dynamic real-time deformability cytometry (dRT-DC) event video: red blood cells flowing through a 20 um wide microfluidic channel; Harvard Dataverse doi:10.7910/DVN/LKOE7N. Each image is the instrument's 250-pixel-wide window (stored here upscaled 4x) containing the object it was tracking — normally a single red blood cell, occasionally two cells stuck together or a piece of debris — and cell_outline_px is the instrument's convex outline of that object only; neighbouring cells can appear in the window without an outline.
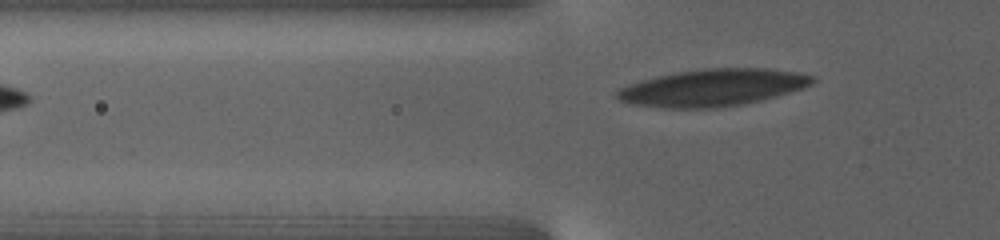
{"species": "human", "species_latin": "Homo sapiens", "temperature_condition": "warm", "stored_images_in_passage": 53, "camera_frame_rate_fps": 3000, "um_per_image_px": 0.085, "donor": {"sex": "female"}, "frame": {"image": 1, "passage_image": 5, "time_ms": 1.0, "image_size_px": [1000, 240], "cell_outline_px": [[816, 80], [812, 84], [776, 96], [760, 100], [740, 104], [712, 108], [664, 108], [636, 104], [620, 100], [616, 96], [616, 92], [620, 88], [628, 84], [640, 80], [656, 76], [704, 68], [764, 68], [796, 72], [816, 76]], "centroid_in_image_um": [60.58, 7.44], "position_along_channel_um": 65.2, "area_um2": 41.79}}
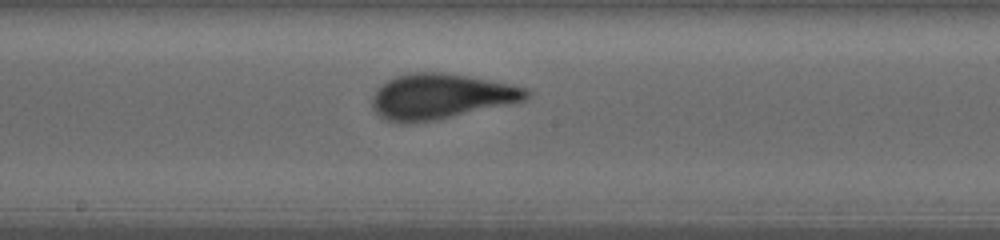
{"frame": {"image": 2, "passage_image": 29, "time_ms": 6.667, "image_size_px": [1000, 240], "cell_outline_px": [[528, 96], [524, 100], [436, 120], [400, 124], [384, 120], [372, 108], [372, 96], [376, 88], [380, 84], [396, 76], [412, 72], [440, 72], [464, 76], [508, 84], [524, 88], [528, 92]], "centroid_in_image_um": [37.33, 8.21], "position_along_channel_um": 210.9, "area_um2": 40.17}}
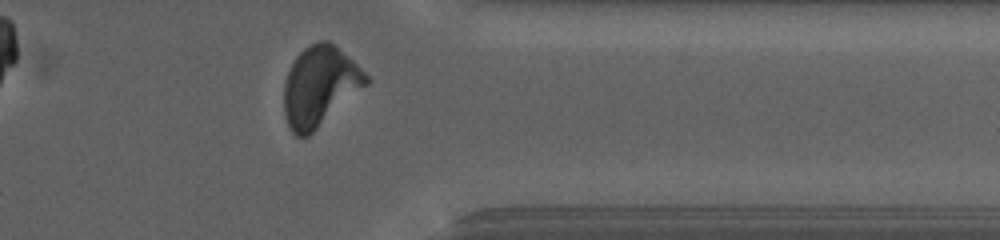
{"frame": {"image": 3, "passage_image": 50, "time_ms": 13.333, "image_size_px": [1000, 240], "cell_outline_px": [[368, 84], [308, 136], [296, 136], [288, 128], [284, 116], [284, 84], [288, 72], [296, 56], [308, 44], [316, 40], [328, 40], [336, 44], [368, 76]], "centroid_in_image_um": [27.16, 7.31], "position_along_channel_um": 384.2, "area_um2": 38.15}, "authors_computed_cell_mechanics": {"area_um2": 40.2866, "velocity_mm_per_s": 2.6759, "shape_relaxation_time_tau1_ms": 8.2735, "shape_relaxation_time_tau2_ms": null, "deformation_change_tau1": 0.2477, "deformation_change_tau2": null}}